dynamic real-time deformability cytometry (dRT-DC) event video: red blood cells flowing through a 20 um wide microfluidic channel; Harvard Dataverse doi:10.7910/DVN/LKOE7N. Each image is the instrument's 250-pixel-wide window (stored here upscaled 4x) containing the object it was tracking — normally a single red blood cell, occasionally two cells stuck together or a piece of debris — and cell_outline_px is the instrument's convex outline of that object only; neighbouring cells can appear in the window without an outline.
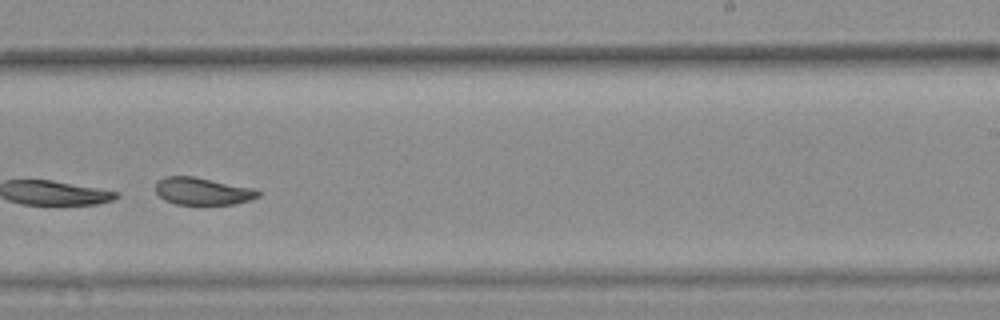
{"species": "common noctule bat (a hibernating species)", "species_latin": "Nyctalus noctula", "temperature_condition": "warm", "stored_images_in_passage": 38, "camera_frame_rate_fps": 3000, "um_per_image_px": 0.085, "animal": {"sex": "female", "body_mass_g": 25.1}, "frame": {"image": 1, "passage_image": 27, "time_ms": 8.667, "image_size_px": [1000, 320], "cell_outline_px": [[260, 196], [252, 200], [232, 204], [176, 204], [164, 200], [156, 192], [156, 180], [164, 176], [192, 176], [256, 188], [260, 192]], "centroid_in_image_um": [17.23, 16.24], "position_along_channel_um": 271.8, "area_um2": 16.47}, "authors_computed_cell_mechanics": {"area_um2": 18.6983, "velocity_mm_per_s": 3.8585, "shape_relaxation_time_tau1_ms": 1.5362, "shape_relaxation_time_tau2_ms": null, "deformation_change_tau1": 0.2404, "deformation_change_tau2": null}}